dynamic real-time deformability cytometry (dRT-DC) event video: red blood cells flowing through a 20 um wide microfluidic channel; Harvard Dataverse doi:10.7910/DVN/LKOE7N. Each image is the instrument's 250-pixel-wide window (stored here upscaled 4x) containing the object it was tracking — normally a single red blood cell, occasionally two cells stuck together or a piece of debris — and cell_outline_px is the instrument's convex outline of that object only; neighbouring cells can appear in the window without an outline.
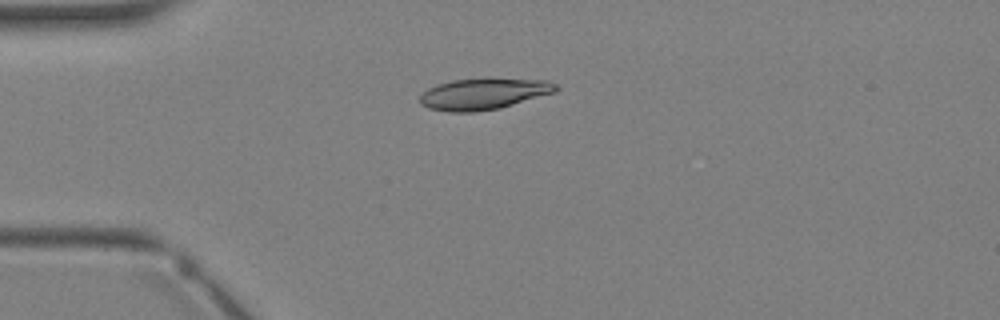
{"species": "Egyptian fruit bat (a non-hibernating species)", "species_latin": "Rousettus aegyptiacus", "temperature_condition": "warm", "stored_images_in_passage": 1, "camera_frame_rate_fps": 3000, "um_per_image_px": 0.085, "animal": {"sex": "female"}, "frame": {"image": 1, "passage_image": 1, "time_ms": 0.0, "image_size_px": [1000, 320], "cell_outline_px": [[560, 88], [556, 92], [500, 108], [472, 112], [448, 112], [428, 108], [420, 104], [420, 92], [436, 84], [452, 80], [484, 76], [488, 76], [548, 80], [556, 84]], "centroid_in_image_um": [41.12, 7.93], "position_along_channel_um": 43.9, "area_um2": 25.84}}